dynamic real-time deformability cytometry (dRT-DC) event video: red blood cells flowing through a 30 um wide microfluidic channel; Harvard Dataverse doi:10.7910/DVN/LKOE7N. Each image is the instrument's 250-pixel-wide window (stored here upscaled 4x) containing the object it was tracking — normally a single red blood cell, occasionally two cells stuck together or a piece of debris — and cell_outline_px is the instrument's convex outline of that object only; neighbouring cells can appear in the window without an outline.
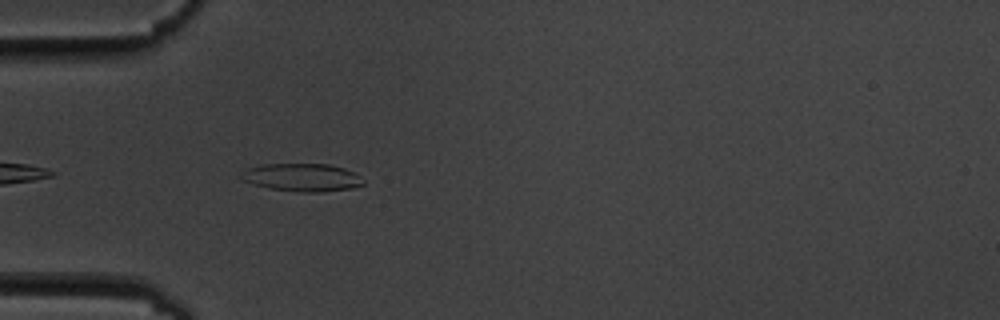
{"species": "common noctule bat (a hibernating species)", "species_latin": "Nyctalus noctula", "temperature_condition": "cold", "stored_images_in_passage": 4, "camera_frame_rate_fps": 3000, "um_per_image_px": 0.085, "animal": {"sex": "male", "body_mass_g": 19.5, "forearm_length_mm": 54.6}, "frame": {"image": 1, "passage_image": 4, "time_ms": 3.667, "image_size_px": [1000, 320], "cell_outline_px": [[364, 184], [352, 188], [320, 192], [300, 192], [268, 188], [244, 180], [240, 176], [248, 168], [260, 164], [328, 164], [344, 168], [352, 172], [364, 180]], "centroid_in_image_um": [25.7, 15.08], "position_along_channel_um": 59.3, "area_um2": 19.59}}